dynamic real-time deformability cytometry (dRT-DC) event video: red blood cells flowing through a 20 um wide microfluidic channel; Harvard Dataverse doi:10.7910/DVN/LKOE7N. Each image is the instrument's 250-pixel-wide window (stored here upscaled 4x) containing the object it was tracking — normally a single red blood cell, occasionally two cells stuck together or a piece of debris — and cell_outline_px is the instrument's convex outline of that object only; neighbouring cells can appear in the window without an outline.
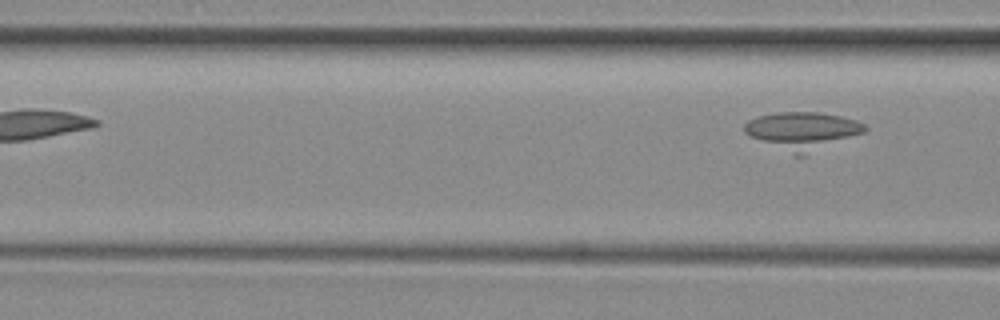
{"species": "common noctule bat (a hibernating species)", "species_latin": "Nyctalus noctula", "temperature_condition": "room temperature", "stored_images_in_passage": 8, "camera_frame_rate_fps": 3000, "um_per_image_px": 0.085, "animal": {"sex": "female", "body_mass_g": 29.2, "forearm_length_mm": 56.3}, "frame": {"image": 1, "passage_image": 8, "time_ms": 9.333, "image_size_px": [1000, 320], "cell_outline_px": [[868, 128], [864, 132], [804, 156], [796, 156], [752, 136], [744, 132], [744, 124], [748, 120], [756, 116], [780, 112], [816, 112], [840, 116], [856, 120], [864, 124]], "centroid_in_image_um": [68.22, 11.1], "position_along_channel_um": 98.4, "area_um2": 26.01}}